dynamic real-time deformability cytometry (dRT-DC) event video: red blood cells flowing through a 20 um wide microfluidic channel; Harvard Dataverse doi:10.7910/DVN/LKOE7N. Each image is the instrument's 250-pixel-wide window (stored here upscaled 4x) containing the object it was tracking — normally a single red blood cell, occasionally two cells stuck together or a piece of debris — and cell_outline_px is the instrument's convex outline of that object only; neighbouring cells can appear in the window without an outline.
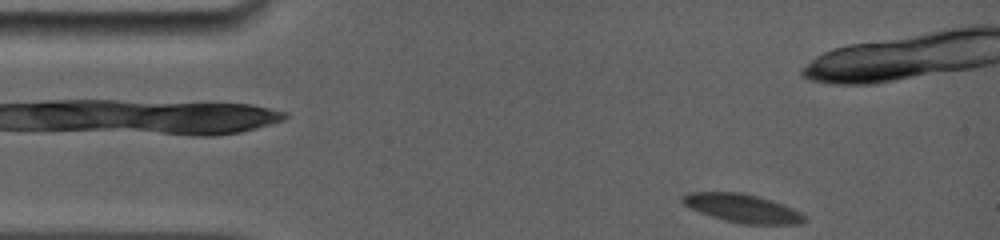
{"species": "common noctule bat (a hibernating species)", "species_latin": "Nyctalus noctula", "temperature_condition": "room temperature", "stored_images_in_passage": 35, "camera_frame_rate_fps": 5000, "um_per_image_px": 0.085, "animal": {"sex": "female", "body_mass_g": 19.0, "forearm_length_mm": 56.7}, "frame": {"image": 1, "passage_image": 1, "time_ms": 0.0, "image_size_px": [1000, 240], "cell_outline_px": [[808, 220], [800, 224], [740, 224], [724, 220], [700, 212], [684, 204], [680, 200], [680, 196], [688, 192], [740, 192], [772, 200], [784, 204], [808, 216]], "centroid_in_image_um": [63.14, 17.7], "position_along_channel_um": 21.9, "area_um2": 20.35}}
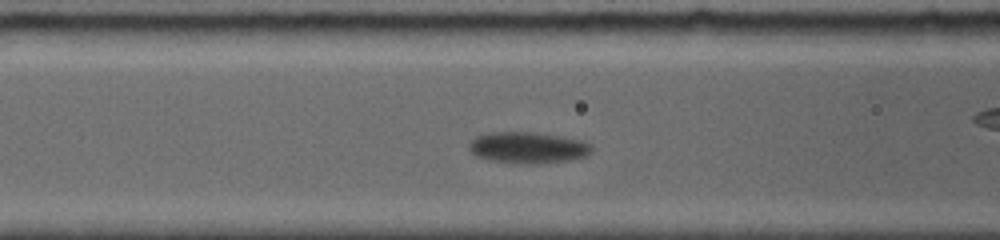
{"frame": {"image": 2, "passage_image": 13, "time_ms": 4.6, "image_size_px": [1000, 240], "cell_outline_px": [[592, 152], [584, 156], [568, 160], [532, 164], [524, 164], [488, 160], [476, 156], [468, 148], [468, 144], [476, 136], [484, 132], [536, 132], [560, 136], [580, 140], [592, 144]], "centroid_in_image_um": [44.83, 12.54], "position_along_channel_um": 121.8, "area_um2": 22.48}}
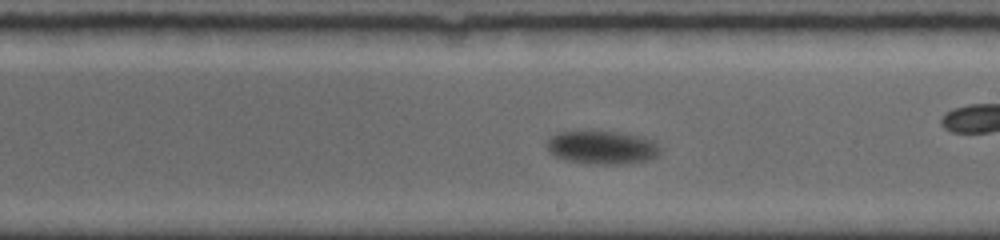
{"frame": {"image": 3, "passage_image": 21, "time_ms": 7.8, "image_size_px": [1000, 240], "cell_outline_px": [[660, 152], [656, 156], [648, 160], [616, 164], [600, 164], [568, 160], [556, 156], [548, 152], [544, 144], [552, 136], [560, 132], [616, 132], [644, 136], [656, 140], [660, 148]], "centroid_in_image_um": [51.21, 12.52], "position_along_channel_um": 237.8, "area_um2": 21.85}, "authors_computed_cell_mechanics": {"area_um2": 21.5016, "velocity_mm_per_s": 3.6352, "shape_relaxation_time_tau1_ms": 1.3746, "shape_relaxation_time_tau2_ms": null, "deformation_change_tau1": 0.0683, "deformation_change_tau2": null}}